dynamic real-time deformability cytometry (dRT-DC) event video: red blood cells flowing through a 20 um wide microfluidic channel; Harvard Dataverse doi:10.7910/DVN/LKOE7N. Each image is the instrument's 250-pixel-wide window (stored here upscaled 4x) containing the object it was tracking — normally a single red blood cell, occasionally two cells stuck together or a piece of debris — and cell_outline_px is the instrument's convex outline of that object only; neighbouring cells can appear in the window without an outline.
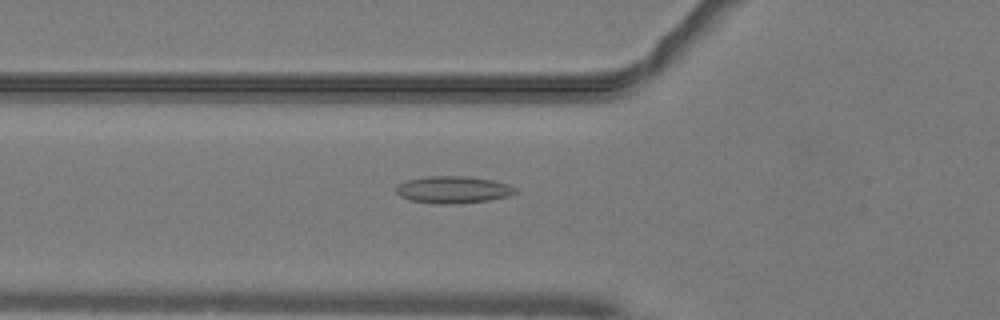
{"species": "common noctule bat (a hibernating species)", "species_latin": "Nyctalus noctula", "temperature_condition": "warm", "stored_images_in_passage": 51, "camera_frame_rate_fps": 3000, "um_per_image_px": 0.085, "animal": {"sex": "male", "body_mass_g": 19.2, "forearm_length_mm": 51.8}, "frame": {"image": 1, "passage_image": 19, "time_ms": 6.0, "image_size_px": [1000, 320], "cell_outline_px": [[516, 192], [508, 196], [488, 200], [460, 204], [432, 204], [412, 200], [400, 196], [396, 192], [396, 188], [400, 184], [408, 180], [428, 176], [464, 176], [492, 180], [508, 184], [516, 188]], "centroid_in_image_um": [38.52, 16.13], "position_along_channel_um": 87.3, "area_um2": 18.73}}
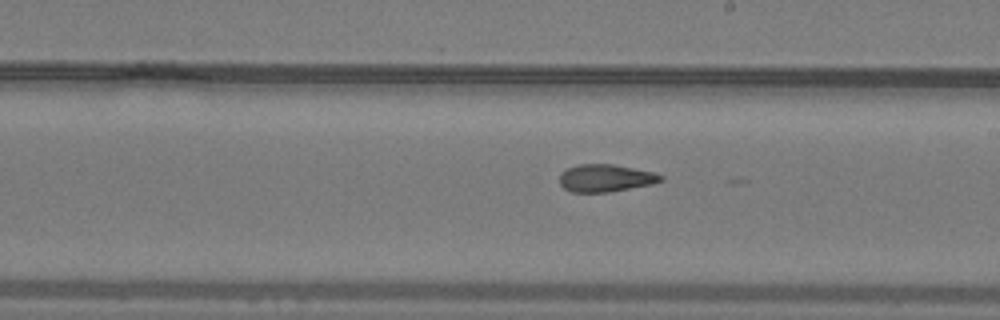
{"frame": {"image": 2, "passage_image": 30, "time_ms": 9.667, "image_size_px": [1000, 320], "cell_outline_px": [[664, 180], [652, 184], [608, 192], [572, 192], [564, 188], [560, 184], [560, 172], [568, 168], [580, 164], [612, 164], [652, 172], [664, 176]], "centroid_in_image_um": [51.46, 15.14], "position_along_channel_um": 237.5, "area_um2": 16.07}}
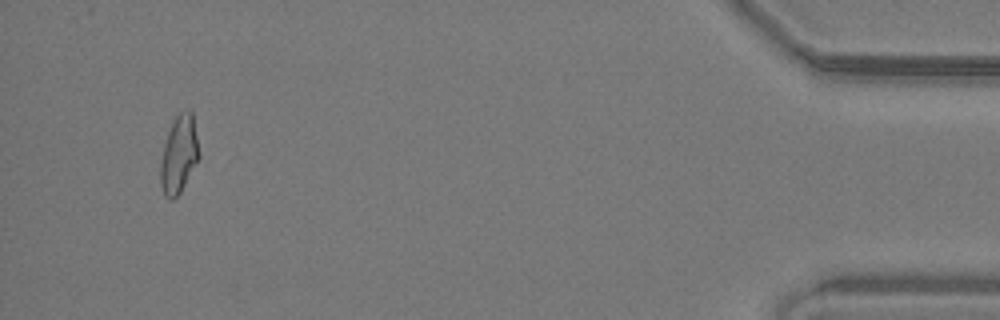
{"frame": {"image": 3, "passage_image": 49, "time_ms": 16.0, "image_size_px": [1000, 320], "cell_outline_px": [[200, 156], [180, 192], [172, 200], [168, 200], [164, 196], [160, 184], [160, 164], [164, 144], [168, 132], [176, 116], [180, 112], [188, 108], [192, 112]], "centroid_in_image_um": [15.2, 13.14], "position_along_channel_um": 420.0, "area_um2": 17.28}, "authors_computed_cell_mechanics": {"area_um2": 17.2822, "velocity_mm_per_s": 4.0834, "shape_relaxation_time_tau1_ms": null, "shape_relaxation_time_tau2_ms": 1.6662, "deformation_change_tau1": null, "deformation_change_tau2": 0.0774}}